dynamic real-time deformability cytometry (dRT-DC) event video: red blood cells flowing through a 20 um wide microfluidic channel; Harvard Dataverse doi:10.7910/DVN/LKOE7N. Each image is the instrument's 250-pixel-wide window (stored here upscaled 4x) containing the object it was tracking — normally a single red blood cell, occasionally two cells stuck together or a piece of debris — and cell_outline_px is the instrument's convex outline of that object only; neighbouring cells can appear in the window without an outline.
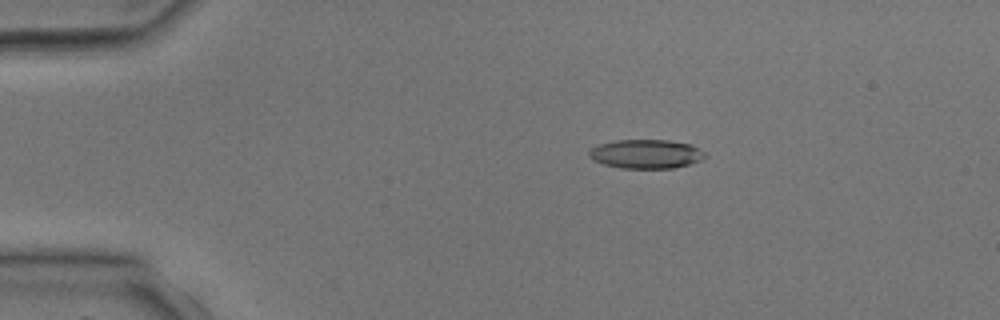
{"species": "common noctule bat (a hibernating species)", "species_latin": "Nyctalus noctula", "temperature_condition": "room temperature", "stored_images_in_passage": 4, "camera_frame_rate_fps": 3000, "um_per_image_px": 0.085, "animal": {"sex": "male", "body_mass_g": 17.9, "forearm_length_mm": 54.2}, "frame": {"image": 1, "passage_image": 3, "time_ms": 2.333, "image_size_px": [1000, 320], "cell_outline_px": [[704, 156], [700, 160], [688, 164], [672, 168], [620, 168], [604, 164], [592, 160], [588, 156], [588, 152], [592, 148], [600, 144], [616, 140], [668, 140], [692, 144], [704, 152]], "centroid_in_image_um": [54.88, 13.08], "position_along_channel_um": 30.1, "area_um2": 19.48}}